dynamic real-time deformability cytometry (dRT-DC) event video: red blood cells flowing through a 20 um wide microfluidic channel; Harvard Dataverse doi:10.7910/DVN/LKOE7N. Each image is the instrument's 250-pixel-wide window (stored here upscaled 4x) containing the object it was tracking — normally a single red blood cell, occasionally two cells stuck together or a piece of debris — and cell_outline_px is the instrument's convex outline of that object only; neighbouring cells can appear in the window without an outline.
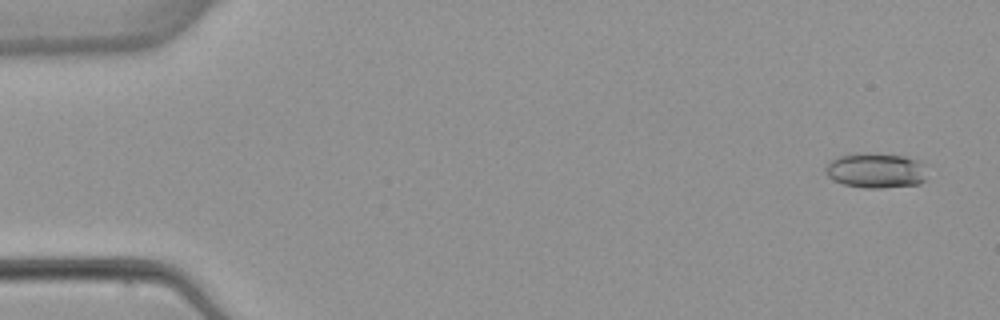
{"species": "common noctule bat (a hibernating species)", "species_latin": "Nyctalus noctula", "temperature_condition": "warm", "stored_images_in_passage": 6, "camera_frame_rate_fps": 3000, "um_per_image_px": 0.085, "animal": {"sex": "female", "body_mass_g": 22.7, "forearm_length_mm": 54.2}, "frame": {"image": 1, "passage_image": 1, "time_ms": 0.0, "image_size_px": [1000, 320], "cell_outline_px": [[924, 180], [920, 184], [880, 188], [864, 188], [844, 184], [828, 176], [824, 172], [824, 168], [828, 160], [840, 156], [904, 156], [920, 160]], "centroid_in_image_um": [74.4, 14.54], "position_along_channel_um": 10.6, "area_um2": 19.71}}
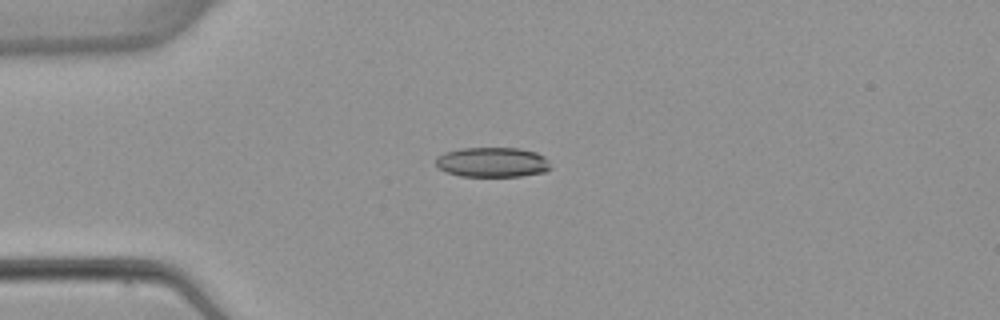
{"frame": {"image": 2, "passage_image": 4, "time_ms": 3.667, "image_size_px": [1000, 320], "cell_outline_px": [[552, 168], [544, 172], [520, 176], [460, 176], [448, 172], [440, 168], [436, 164], [436, 156], [444, 152], [460, 148], [520, 148], [536, 152], [544, 156], [548, 160]], "centroid_in_image_um": [41.87, 13.78], "position_along_channel_um": 43.1, "area_um2": 20.06}}
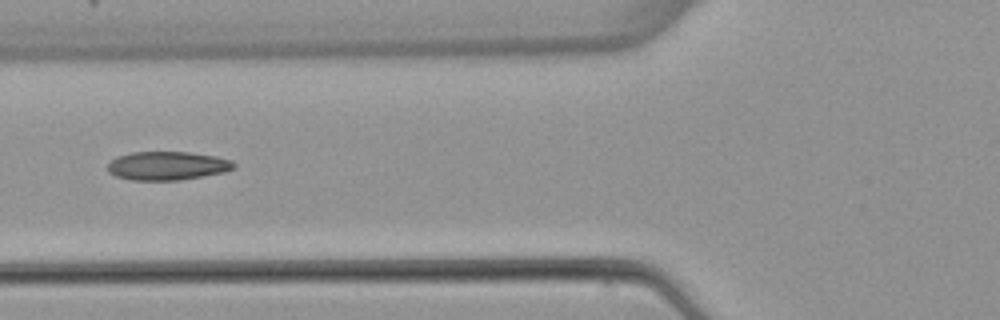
{"frame": {"image": 3, "passage_image": 6, "time_ms": 6.0, "image_size_px": [1000, 320], "cell_outline_px": [[236, 168], [224, 172], [180, 180], [132, 180], [116, 176], [108, 172], [108, 164], [116, 156], [132, 152], [188, 152], [216, 156], [232, 160], [236, 164]], "centroid_in_image_um": [14.24, 14.09], "position_along_channel_um": 111.6, "area_um2": 21.1}}